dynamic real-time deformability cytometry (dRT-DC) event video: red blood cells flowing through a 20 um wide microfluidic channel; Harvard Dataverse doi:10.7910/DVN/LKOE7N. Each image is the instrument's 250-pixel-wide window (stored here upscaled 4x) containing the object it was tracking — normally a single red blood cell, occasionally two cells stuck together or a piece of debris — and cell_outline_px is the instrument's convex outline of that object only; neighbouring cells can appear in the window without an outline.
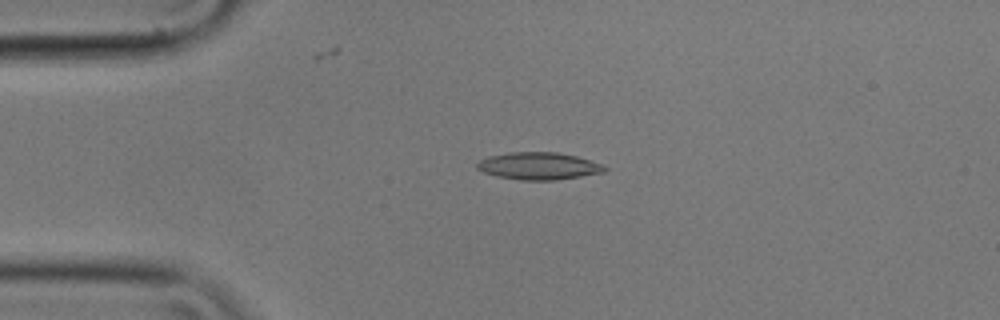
{"species": "common noctule bat (a hibernating species)", "species_latin": "Nyctalus noctula", "temperature_condition": "cold", "stored_images_in_passage": 52, "camera_frame_rate_fps": 3000, "um_per_image_px": 0.085, "animal": {"sex": "male", "body_mass_g": 17.9}, "frame": {"image": 1, "passage_image": 9, "time_ms": 2.667, "image_size_px": [1000, 320], "cell_outline_px": [[608, 168], [604, 172], [556, 180], [520, 180], [496, 176], [484, 172], [476, 168], [476, 164], [480, 160], [488, 156], [508, 152], [556, 152], [576, 156], [604, 164]], "centroid_in_image_um": [45.78, 14.1], "position_along_channel_um": 39.2, "area_um2": 20.35}}
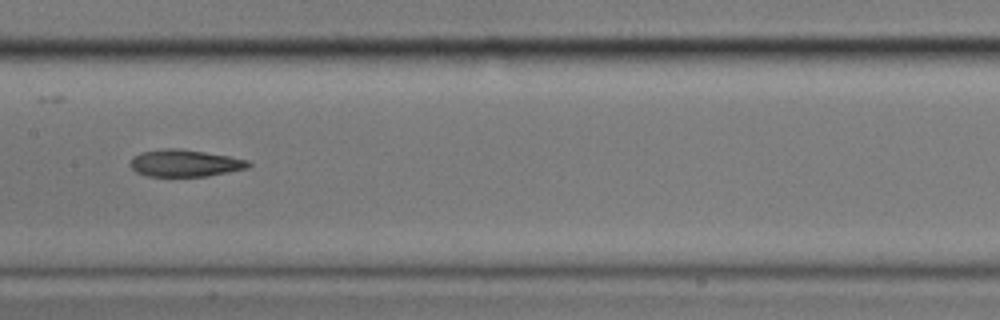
{"frame": {"image": 2, "passage_image": 24, "time_ms": 7.667, "image_size_px": [1000, 320], "cell_outline_px": [[252, 164], [248, 168], [208, 176], [148, 176], [136, 172], [128, 164], [132, 156], [140, 152], [168, 148], [176, 148], [204, 152], [228, 156], [248, 160]], "centroid_in_image_um": [15.68, 13.87], "position_along_channel_um": 191.7, "area_um2": 18.61}}
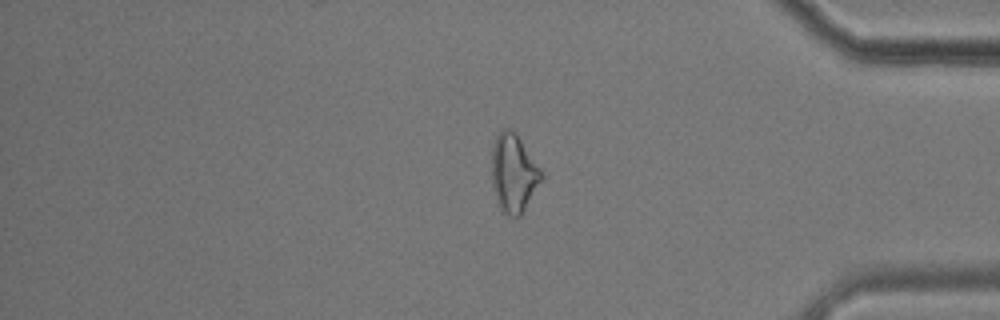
{"frame": {"image": 3, "passage_image": 43, "time_ms": 14.0, "image_size_px": [1000, 320], "cell_outline_px": [[544, 176], [520, 216], [508, 216], [504, 212], [492, 188], [492, 144], [496, 136], [504, 128], [512, 128], [516, 132], [544, 172]], "centroid_in_image_um": [43.67, 14.66], "position_along_channel_um": 391.5, "area_um2": 22.66}, "authors_computed_cell_mechanics": {"area_um2": 19.5942, "velocity_mm_per_s": 3.5525, "shape_relaxation_time_tau1_ms": null, "shape_relaxation_time_tau2_ms": 9.7298, "deformation_change_tau1": null, "deformation_change_tau2": 0.2219}}